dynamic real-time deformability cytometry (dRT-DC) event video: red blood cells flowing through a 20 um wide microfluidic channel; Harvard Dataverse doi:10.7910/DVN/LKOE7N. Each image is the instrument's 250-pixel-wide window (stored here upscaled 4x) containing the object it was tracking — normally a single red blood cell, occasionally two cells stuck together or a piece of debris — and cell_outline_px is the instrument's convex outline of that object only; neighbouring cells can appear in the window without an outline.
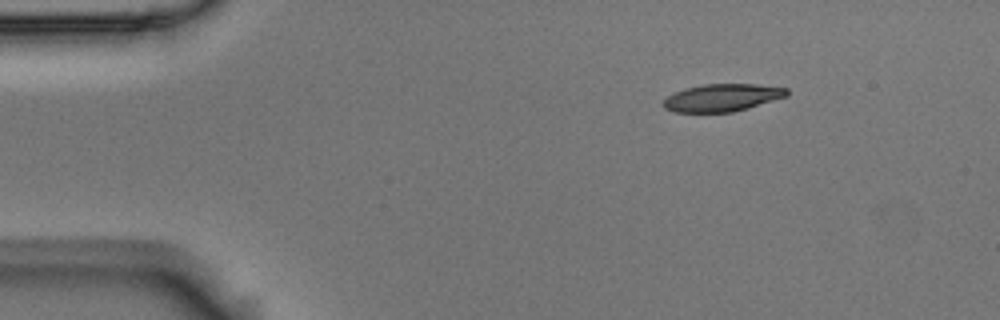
{"species": "Egyptian fruit bat (a non-hibernating species)", "species_latin": "Rousettus aegyptiacus", "temperature_condition": "room temperature", "stored_images_in_passage": 3, "camera_frame_rate_fps": 3000, "um_per_image_px": 0.085, "animal": {"sex": "male"}, "frame": {"image": 1, "passage_image": 1, "time_ms": 0.0, "image_size_px": [1000, 320], "cell_outline_px": [[788, 96], [748, 108], [732, 112], [676, 112], [664, 108], [664, 100], [668, 96], [684, 88], [704, 84], [756, 84], [788, 88]], "centroid_in_image_um": [61.41, 8.29], "position_along_channel_um": 23.6, "area_um2": 19.71}}
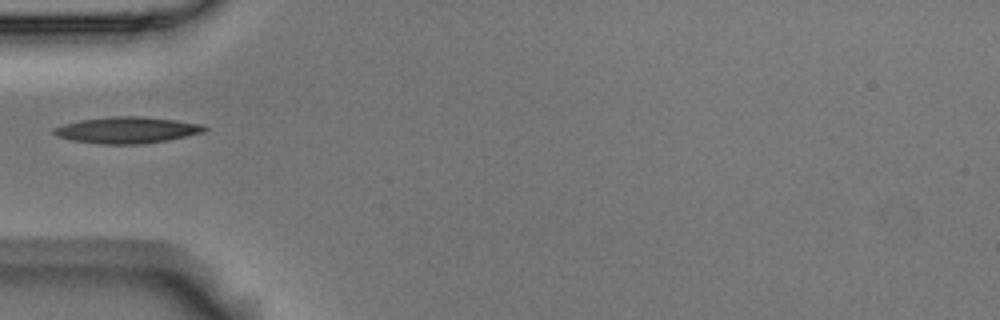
{"frame": {"image": 2, "passage_image": 3, "time_ms": 0.667, "image_size_px": [1000, 320], "cell_outline_px": [[208, 128], [204, 132], [168, 140], [140, 144], [100, 144], [72, 140], [56, 136], [52, 132], [52, 128], [64, 124], [80, 120], [112, 116], [140, 116], [176, 120], [204, 124]], "centroid_in_image_um": [10.8, 11.05], "position_along_channel_um": 74.2, "area_um2": 23.24}}